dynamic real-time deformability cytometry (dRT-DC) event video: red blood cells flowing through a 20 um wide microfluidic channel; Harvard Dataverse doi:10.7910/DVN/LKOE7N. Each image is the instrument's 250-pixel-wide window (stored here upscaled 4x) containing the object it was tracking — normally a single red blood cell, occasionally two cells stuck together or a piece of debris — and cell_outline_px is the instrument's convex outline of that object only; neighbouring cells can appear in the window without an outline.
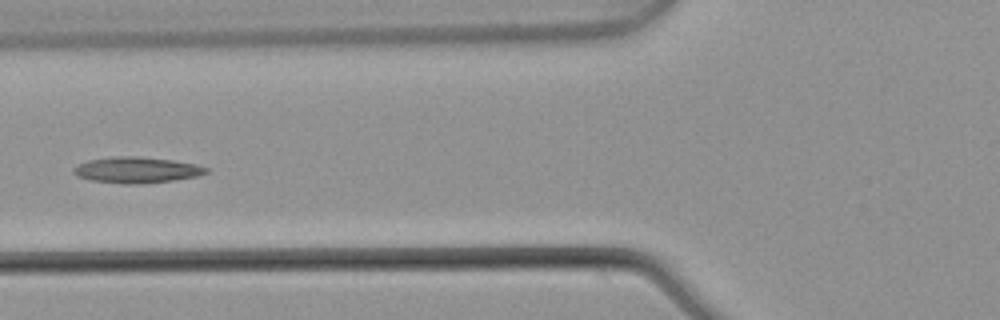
{"species": "common noctule bat (a hibernating species)", "species_latin": "Nyctalus noctula", "temperature_condition": "warm", "stored_images_in_passage": 6, "camera_frame_rate_fps": 3000, "um_per_image_px": 0.085, "animal": {"sex": "male", "body_mass_g": 21.5, "forearm_length_mm": 52.0}, "frame": {"image": 1, "passage_image": 6, "time_ms": 1.667, "image_size_px": [1000, 320], "cell_outline_px": [[208, 172], [196, 176], [172, 180], [140, 184], [124, 184], [92, 180], [80, 176], [72, 172], [72, 168], [88, 160], [116, 156], [136, 156], [172, 160], [196, 164], [208, 168]], "centroid_in_image_um": [11.62, 14.44], "position_along_channel_um": 114.2, "area_um2": 19.83}}